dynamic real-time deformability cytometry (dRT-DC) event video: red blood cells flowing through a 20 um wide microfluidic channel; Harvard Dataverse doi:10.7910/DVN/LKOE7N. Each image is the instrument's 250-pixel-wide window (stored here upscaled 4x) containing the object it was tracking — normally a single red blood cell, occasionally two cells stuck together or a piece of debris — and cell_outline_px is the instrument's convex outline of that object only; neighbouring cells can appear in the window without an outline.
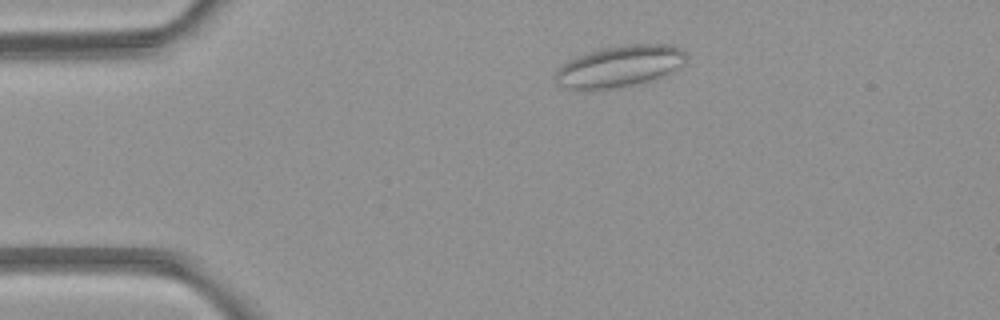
{"species": "common noctule bat (a hibernating species)", "species_latin": "Nyctalus noctula", "temperature_condition": "room temperature", "stored_images_in_passage": 5, "camera_frame_rate_fps": 3000, "um_per_image_px": 0.085, "animal": {"sex": "female", "body_mass_g": 21.9}, "frame": {"image": 1, "passage_image": 5, "time_ms": 5.667, "image_size_px": [1000, 320], "cell_outline_px": [[688, 56], [684, 64], [672, 72], [664, 76], [644, 84], [620, 88], [568, 88], [556, 84], [552, 76], [568, 60], [588, 52], [604, 48], [632, 44], [668, 44], [680, 48]], "centroid_in_image_um": [52.72, 5.64], "position_along_channel_um": 32.3, "area_um2": 31.73}}